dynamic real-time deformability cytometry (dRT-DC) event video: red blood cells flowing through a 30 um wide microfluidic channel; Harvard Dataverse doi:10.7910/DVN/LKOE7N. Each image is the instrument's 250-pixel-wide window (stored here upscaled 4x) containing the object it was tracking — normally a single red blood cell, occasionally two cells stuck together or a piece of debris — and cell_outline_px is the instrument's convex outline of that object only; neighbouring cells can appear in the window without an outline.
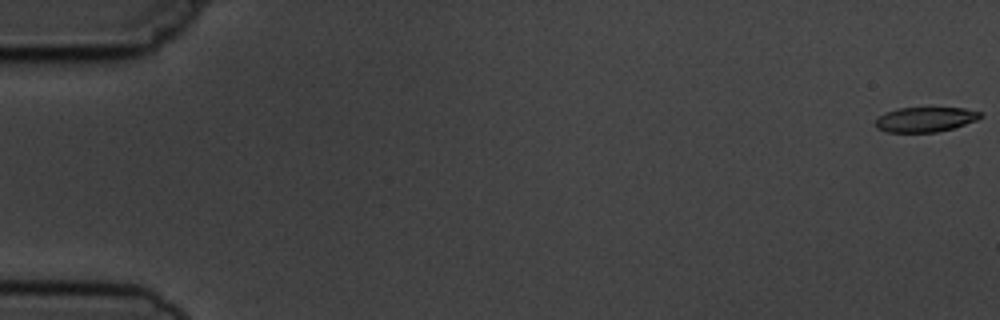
{"species": "common noctule bat (a hibernating species)", "species_latin": "Nyctalus noctula", "temperature_condition": "cold", "stored_images_in_passage": 5, "camera_frame_rate_fps": 3000, "um_per_image_px": 0.085, "animal": {"sex": "male", "body_mass_g": 19.5, "forearm_length_mm": 54.6}, "frame": {"image": 1, "passage_image": 1, "time_ms": 0.0, "image_size_px": [1000, 320], "cell_outline_px": [[984, 116], [976, 120], [952, 128], [936, 132], [888, 132], [876, 128], [876, 116], [884, 112], [896, 108], [964, 108], [980, 112]], "centroid_in_image_um": [78.6, 10.14], "position_along_channel_um": 6.4, "area_um2": 15.2}}
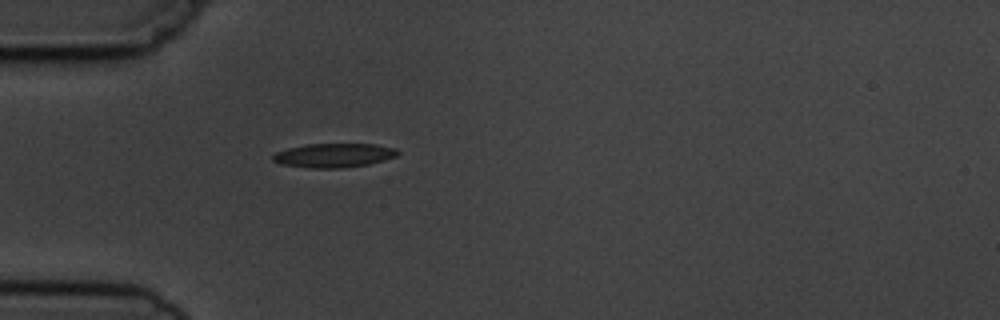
{"frame": {"image": 2, "passage_image": 5, "time_ms": 5.333, "image_size_px": [1000, 320], "cell_outline_px": [[400, 152], [396, 156], [384, 160], [368, 164], [340, 168], [312, 168], [280, 164], [272, 160], [272, 156], [276, 152], [288, 148], [308, 144], [376, 144], [396, 148]], "centroid_in_image_um": [28.39, 13.2], "position_along_channel_um": 56.6, "area_um2": 17.46}}